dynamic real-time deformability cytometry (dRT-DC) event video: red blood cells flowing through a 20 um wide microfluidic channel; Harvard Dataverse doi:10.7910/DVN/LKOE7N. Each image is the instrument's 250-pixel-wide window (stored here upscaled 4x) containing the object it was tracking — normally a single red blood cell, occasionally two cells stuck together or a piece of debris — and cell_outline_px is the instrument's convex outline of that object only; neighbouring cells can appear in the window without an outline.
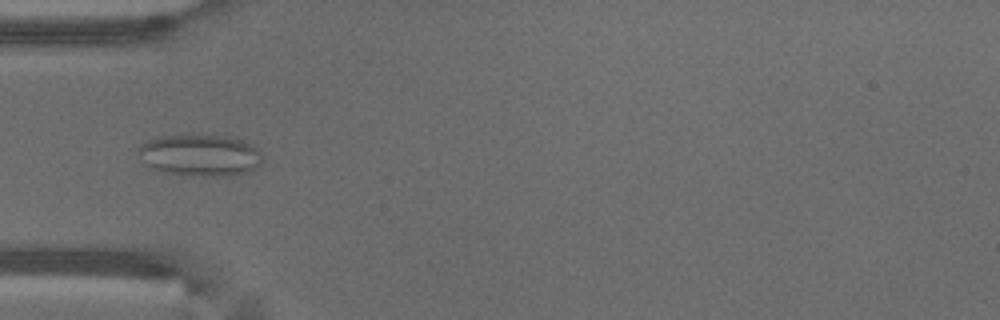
{"species": "common noctule bat (a hibernating species)", "species_latin": "Nyctalus noctula", "temperature_condition": "warm", "stored_images_in_passage": 42, "camera_frame_rate_fps": 3000, "um_per_image_px": 0.085, "animal": {"sex": "male", "body_mass_g": 18.8}, "frame": {"image": 1, "passage_image": 8, "time_ms": 2.333, "image_size_px": [1000, 320], "cell_outline_px": [[260, 164], [244, 172], [228, 176], [184, 176], [164, 172], [152, 168], [136, 152], [140, 144], [148, 140], [164, 136], [236, 136], [252, 144], [256, 148], [260, 156]], "centroid_in_image_um": [16.98, 13.2], "position_along_channel_um": 68.0, "area_um2": 29.88}}
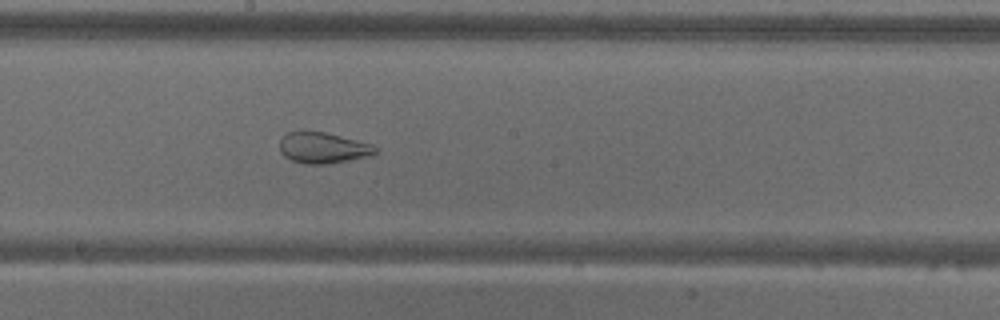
{"frame": {"image": 2, "passage_image": 20, "time_ms": 6.333, "image_size_px": [1000, 320], "cell_outline_px": [[376, 152], [372, 156], [324, 164], [304, 164], [292, 160], [284, 156], [280, 152], [280, 136], [288, 132], [324, 132], [372, 144], [376, 148]], "centroid_in_image_um": [27.43, 12.57], "position_along_channel_um": 220.8, "area_um2": 17.11}}
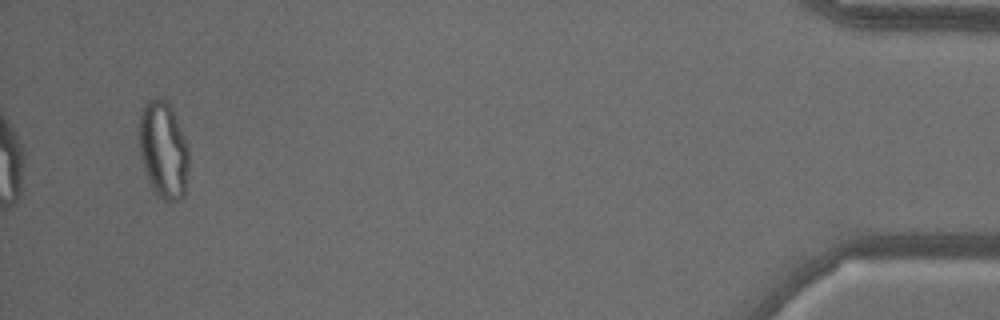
{"frame": {"image": 3, "passage_image": 42, "time_ms": 13.667, "image_size_px": [1000, 320], "cell_outline_px": [[188, 172], [184, 196], [180, 200], [168, 204], [156, 196], [144, 172], [140, 156], [136, 132], [136, 128], [140, 112], [144, 104], [148, 100], [156, 96], [160, 96], [168, 100], [172, 108], [188, 144]], "centroid_in_image_um": [13.85, 12.73], "position_along_channel_um": 421.4, "area_um2": 29.54}, "authors_computed_cell_mechanics": {"area_um2": 23.9292, "velocity_mm_per_s": 3.7971, "shape_relaxation_time_tau1_ms": null, "shape_relaxation_time_tau2_ms": 0.9519, "deformation_change_tau1": null, "deformation_change_tau2": 0.0722}}